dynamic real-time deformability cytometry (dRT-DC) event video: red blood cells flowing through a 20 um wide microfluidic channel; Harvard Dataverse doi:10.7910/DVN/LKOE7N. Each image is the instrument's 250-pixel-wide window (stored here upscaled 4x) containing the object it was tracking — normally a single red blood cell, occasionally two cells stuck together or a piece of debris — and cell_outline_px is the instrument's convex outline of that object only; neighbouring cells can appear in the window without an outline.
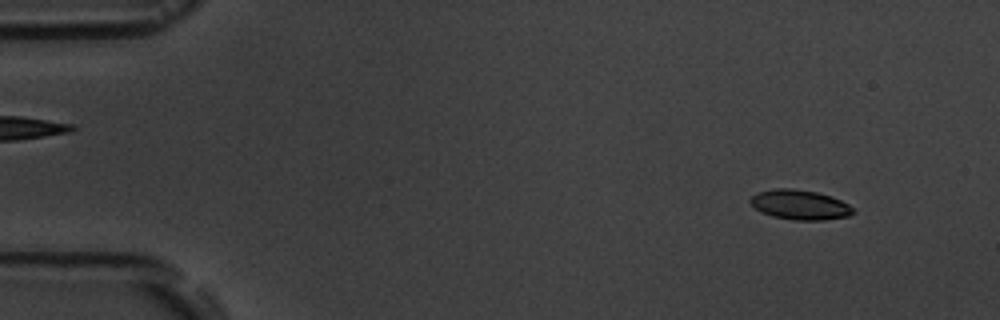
{"species": "common noctule bat (a hibernating species)", "species_latin": "Nyctalus noctula", "temperature_condition": "room temperature", "stored_images_in_passage": 5, "segment_of_instrument_passage": [2, 2], "camera_frame_rate_fps": 3000, "um_per_image_px": 0.085, "animal": {"sex": "male", "body_mass_g": 19.5, "forearm_length_mm": 54.6}, "frame": {"image": 1, "passage_image": 5, "time_ms": 5.667, "image_size_px": [1000, 320], "cell_outline_px": [[856, 212], [848, 216], [824, 220], [796, 220], [772, 216], [756, 208], [748, 200], [756, 192], [776, 188], [792, 188], [816, 192], [832, 196], [848, 204]], "centroid_in_image_um": [68.0, 17.39], "position_along_channel_um": 17.0, "area_um2": 17.74}}